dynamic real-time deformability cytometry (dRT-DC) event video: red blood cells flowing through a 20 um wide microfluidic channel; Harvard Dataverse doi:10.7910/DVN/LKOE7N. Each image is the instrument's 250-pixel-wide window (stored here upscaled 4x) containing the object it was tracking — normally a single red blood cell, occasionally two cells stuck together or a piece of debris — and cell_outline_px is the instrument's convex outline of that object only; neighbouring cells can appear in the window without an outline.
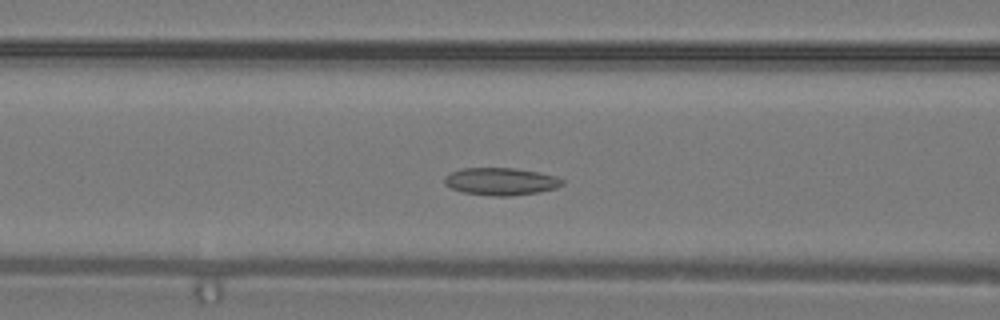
{"species": "common noctule bat (a hibernating species)", "species_latin": "Nyctalus noctula", "temperature_condition": "warm", "stored_images_in_passage": 33, "camera_frame_rate_fps": 3000, "um_per_image_px": 0.085, "animal": {"sex": "male", "body_mass_g": 19.2, "forearm_length_mm": 51.8}, "frame": {"image": 1, "passage_image": 12, "time_ms": 3.667, "image_size_px": [1000, 320], "cell_outline_px": [[564, 184], [556, 188], [536, 192], [508, 196], [496, 196], [464, 192], [452, 188], [444, 184], [444, 176], [460, 168], [512, 168], [540, 172], [556, 176], [564, 180]], "centroid_in_image_um": [42.58, 15.41], "position_along_channel_um": 124.0, "area_um2": 18.73}}
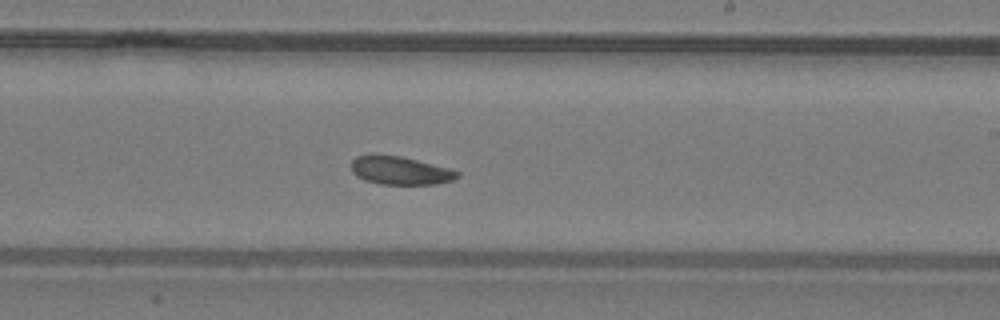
{"frame": {"image": 2, "passage_image": 19, "time_ms": 6.0, "image_size_px": [1000, 320], "cell_outline_px": [[460, 176], [452, 180], [436, 184], [380, 184], [364, 180], [356, 176], [352, 172], [352, 160], [356, 156], [400, 156], [448, 168], [460, 172]], "centroid_in_image_um": [34.03, 14.52], "position_along_channel_um": 255.0, "area_um2": 17.05}}
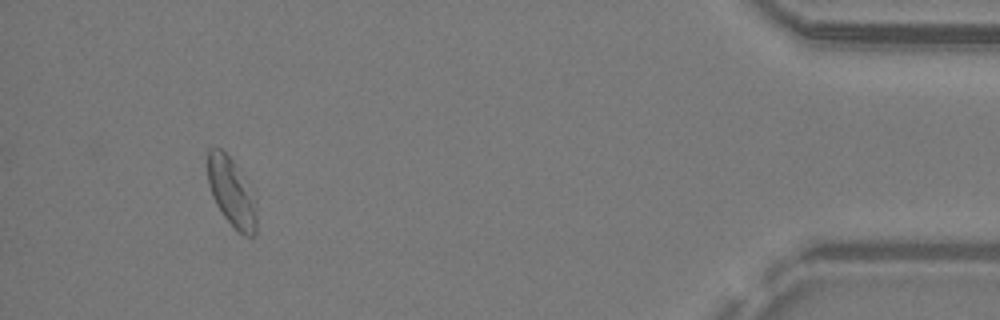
{"frame": {"image": 3, "passage_image": 31, "time_ms": 10.0, "image_size_px": [1000, 320], "cell_outline_px": [[256, 232], [252, 236], [244, 236], [224, 216], [216, 204], [212, 196], [208, 184], [208, 148], [220, 148], [236, 164], [256, 192]], "centroid_in_image_um": [19.72, 16.32], "position_along_channel_um": 415.5, "area_um2": 19.88}}